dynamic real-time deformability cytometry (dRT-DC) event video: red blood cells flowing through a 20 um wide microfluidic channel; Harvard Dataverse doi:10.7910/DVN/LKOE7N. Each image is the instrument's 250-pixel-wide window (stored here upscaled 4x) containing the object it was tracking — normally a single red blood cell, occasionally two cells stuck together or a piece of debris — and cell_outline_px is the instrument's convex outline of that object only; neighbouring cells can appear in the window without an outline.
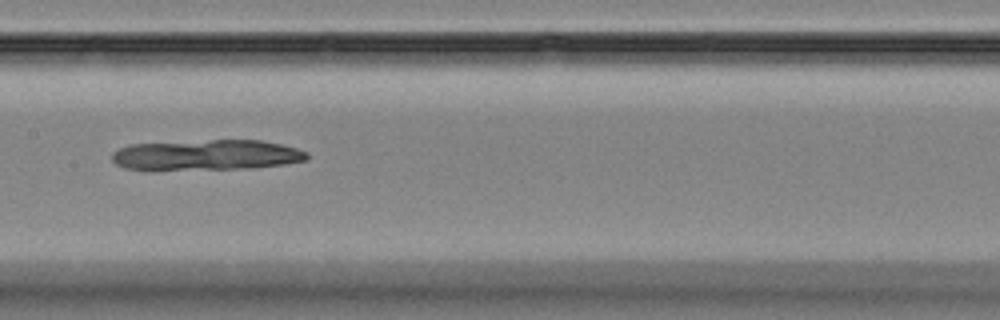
{"species": "Egyptian fruit bat (a non-hibernating species)", "species_latin": "Rousettus aegyptiacus", "temperature_condition": "room temperature", "stored_images_in_passage": 11, "camera_frame_rate_fps": 3000, "um_per_image_px": 0.085, "animal": {"sex": "female"}, "frame": {"image": 1, "passage_image": 4, "time_ms": 3.333, "image_size_px": [1000, 320], "cell_outline_px": [[308, 160], [284, 164], [252, 168], [152, 172], [148, 172], [124, 168], [116, 164], [112, 160], [112, 152], [120, 148], [132, 144], [212, 140], [260, 140], [280, 144], [296, 148], [308, 152]], "centroid_in_image_um": [17.48, 13.22], "position_along_channel_um": 189.9, "area_um2": 35.66}}
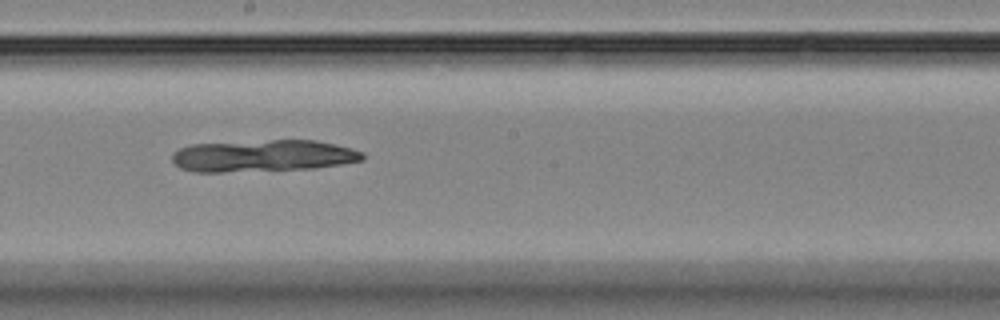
{"frame": {"image": 2, "passage_image": 5, "time_ms": 4.333, "image_size_px": [1000, 320], "cell_outline_px": [[364, 160], [340, 164], [312, 168], [224, 172], [196, 172], [180, 168], [172, 160], [172, 152], [180, 148], [192, 144], [272, 140], [316, 140], [364, 152]], "centroid_in_image_um": [22.32, 13.24], "position_along_channel_um": 225.9, "area_um2": 35.14}}
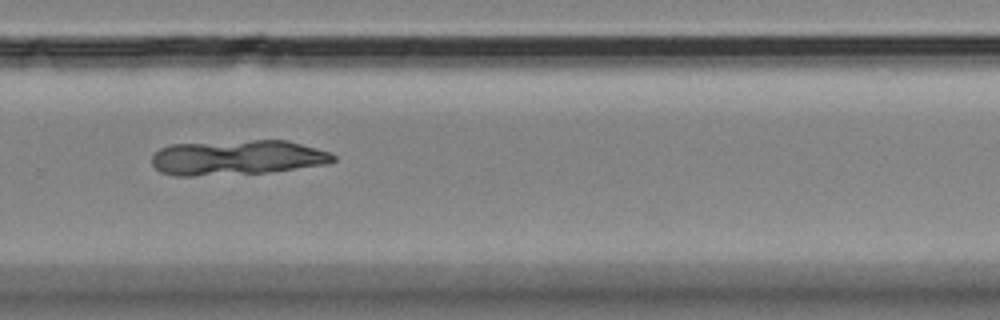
{"frame": {"image": 3, "passage_image": 7, "time_ms": 6.667, "image_size_px": [1000, 320], "cell_outline_px": [[336, 160], [328, 164], [268, 172], [192, 176], [172, 176], [160, 172], [152, 164], [152, 156], [160, 148], [172, 144], [252, 140], [288, 140], [332, 152], [336, 156]], "centroid_in_image_um": [20.19, 13.39], "position_along_channel_um": 309.6, "area_um2": 37.17}}